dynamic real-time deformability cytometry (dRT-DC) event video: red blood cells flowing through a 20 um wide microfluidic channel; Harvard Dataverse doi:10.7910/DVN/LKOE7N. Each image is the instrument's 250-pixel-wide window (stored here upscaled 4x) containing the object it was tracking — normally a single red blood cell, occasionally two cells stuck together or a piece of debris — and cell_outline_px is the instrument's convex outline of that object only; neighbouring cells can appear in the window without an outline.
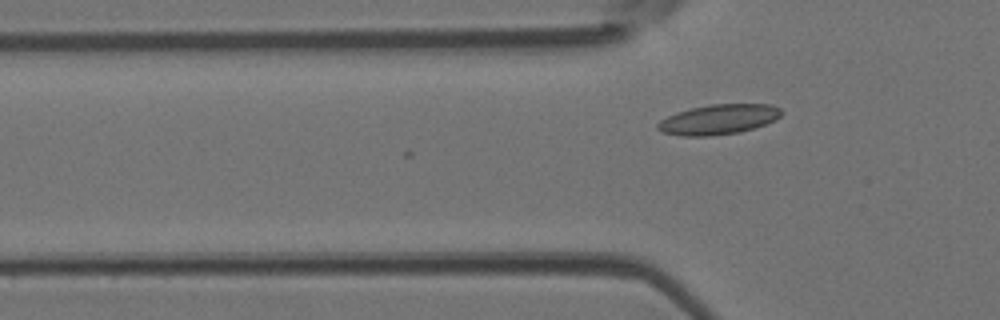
{"species": "Egyptian fruit bat (a non-hibernating species)", "species_latin": "Rousettus aegyptiacus", "temperature_condition": "room temperature", "stored_images_in_passage": 3, "camera_frame_rate_fps": 3000, "um_per_image_px": 0.085, "animal": {"sex": "female"}, "frame": {"image": 1, "passage_image": 3, "time_ms": 0.667, "image_size_px": [1000, 320], "cell_outline_px": [[784, 112], [776, 120], [740, 132], [712, 136], [680, 136], [660, 132], [656, 128], [656, 124], [660, 120], [676, 112], [692, 108], [712, 104], [772, 104], [780, 108]], "centroid_in_image_um": [61.06, 10.15], "position_along_channel_um": 64.7, "area_um2": 21.79}}